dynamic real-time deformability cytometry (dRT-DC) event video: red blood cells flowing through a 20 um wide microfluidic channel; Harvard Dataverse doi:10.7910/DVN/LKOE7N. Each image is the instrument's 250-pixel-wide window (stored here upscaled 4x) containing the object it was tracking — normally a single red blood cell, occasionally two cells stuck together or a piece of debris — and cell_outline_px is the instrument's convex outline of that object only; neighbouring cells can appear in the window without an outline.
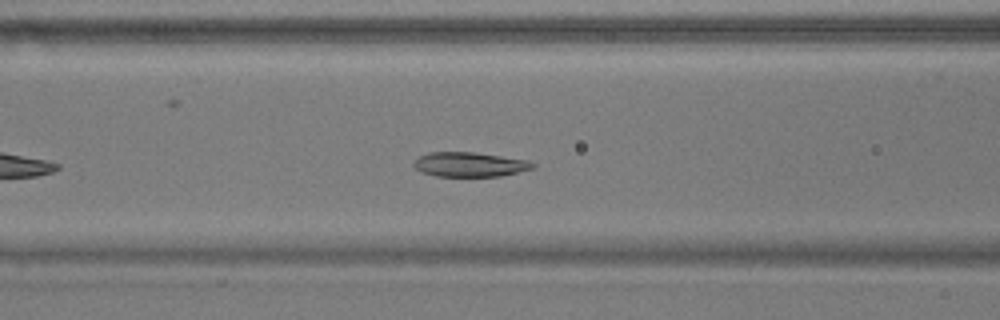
{"species": "common noctule bat (a hibernating species)", "species_latin": "Nyctalus noctula", "temperature_condition": "warm", "stored_images_in_passage": 33, "camera_frame_rate_fps": 3000, "um_per_image_px": 0.085, "animal": {"sex": "male", "body_mass_g": 17.9}, "frame": {"image": 1, "passage_image": 11, "time_ms": 3.333, "image_size_px": [1000, 320], "cell_outline_px": [[536, 168], [500, 176], [436, 176], [424, 172], [416, 168], [412, 164], [420, 156], [428, 152], [476, 152], [528, 160], [536, 164]], "centroid_in_image_um": [39.97, 13.97], "position_along_channel_um": 126.6, "area_um2": 16.99}}
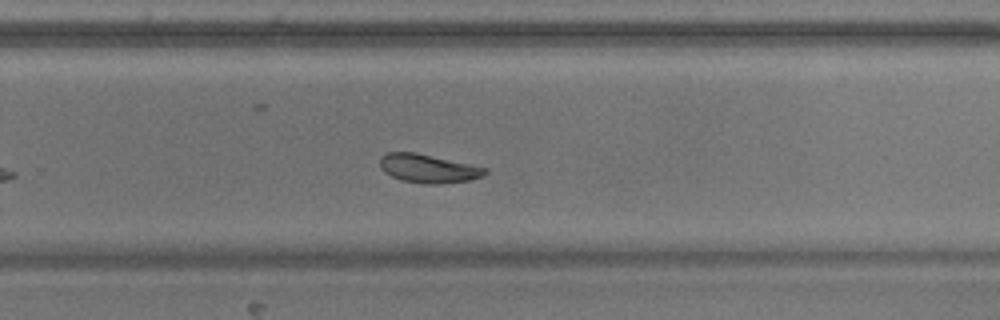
{"frame": {"image": 2, "passage_image": 25, "time_ms": 8.0, "image_size_px": [1000, 320], "cell_outline_px": [[488, 172], [480, 176], [468, 180], [440, 184], [424, 184], [400, 180], [384, 172], [380, 168], [380, 156], [388, 152], [416, 152], [488, 168]], "centroid_in_image_um": [36.36, 14.32], "position_along_channel_um": 293.4, "area_um2": 17.51}}
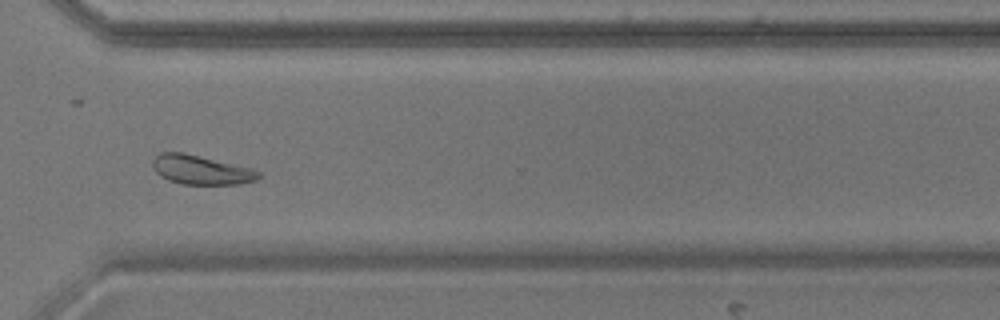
{"frame": {"image": 3, "passage_image": 30, "time_ms": 9.667, "image_size_px": [1000, 320], "cell_outline_px": [[260, 176], [256, 180], [240, 184], [184, 184], [168, 180], [160, 176], [156, 172], [152, 164], [152, 160], [160, 152], [184, 152], [256, 168], [260, 172]], "centroid_in_image_um": [17.13, 14.42], "position_along_channel_um": 353.5, "area_um2": 18.32}, "authors_computed_cell_mechanics": {"area_um2": 17.5134, "velocity_mm_per_s": 3.5843, "shape_relaxation_time_tau1_ms": 3.6651, "shape_relaxation_time_tau2_ms": 2.864, "deformation_change_tau1": 0.0986, "deformation_change_tau2": 0.0539}}